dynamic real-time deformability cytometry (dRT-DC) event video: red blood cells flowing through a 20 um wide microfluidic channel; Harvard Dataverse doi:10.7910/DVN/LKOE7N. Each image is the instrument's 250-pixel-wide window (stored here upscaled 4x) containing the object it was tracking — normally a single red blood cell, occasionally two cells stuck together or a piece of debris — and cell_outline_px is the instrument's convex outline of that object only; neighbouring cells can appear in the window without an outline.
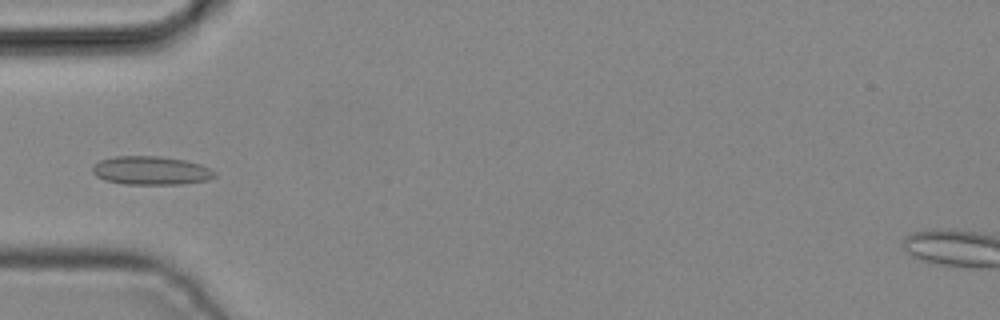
{"species": "common noctule bat (a hibernating species)", "species_latin": "Nyctalus noctula", "temperature_condition": "cold", "stored_images_in_passage": 4, "camera_frame_rate_fps": 3000, "um_per_image_px": 0.085, "animal": {"sex": "male", "body_mass_g": 19.2, "forearm_length_mm": 51.8}, "frame": {"image": 1, "passage_image": 4, "time_ms": 1.0, "image_size_px": [1000, 320], "cell_outline_px": [[216, 176], [208, 180], [184, 184], [124, 184], [104, 180], [96, 176], [92, 172], [92, 168], [100, 160], [112, 156], [160, 156], [184, 160], [200, 164], [216, 172]], "centroid_in_image_um": [12.83, 14.5], "position_along_channel_um": 72.2, "area_um2": 20.4}}